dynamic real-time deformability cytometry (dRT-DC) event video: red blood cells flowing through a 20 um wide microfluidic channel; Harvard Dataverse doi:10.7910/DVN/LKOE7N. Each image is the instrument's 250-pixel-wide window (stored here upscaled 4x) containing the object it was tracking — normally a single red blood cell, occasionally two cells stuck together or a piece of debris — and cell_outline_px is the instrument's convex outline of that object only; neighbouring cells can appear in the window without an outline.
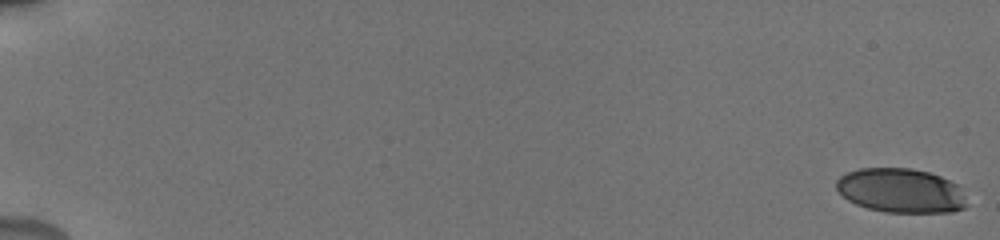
{"species": "human", "species_latin": "Homo sapiens", "temperature_condition": "cold", "stored_images_in_passage": 56, "camera_frame_rate_fps": 3000, "um_per_image_px": 0.085, "donor": {"sex": "male"}, "frame": {"image": 1, "passage_image": 1, "time_ms": 0.0, "image_size_px": [1000, 240], "cell_outline_px": [[964, 208], [952, 212], [884, 212], [868, 208], [856, 204], [848, 200], [836, 188], [836, 180], [840, 176], [848, 172], [860, 168], [912, 168], [928, 172], [940, 176], [956, 184], [964, 196]], "centroid_in_image_um": [76.53, 16.19], "position_along_channel_um": 8.5, "area_um2": 33.41}}
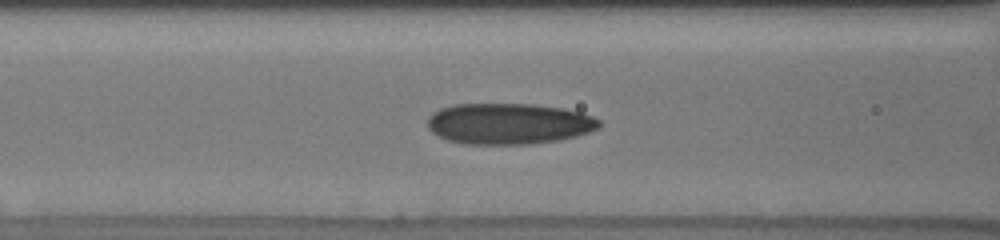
{"frame": {"image": 2, "passage_image": 26, "time_ms": 8.333, "image_size_px": [1000, 240], "cell_outline_px": [[600, 124], [596, 128], [588, 132], [576, 136], [560, 140], [532, 144], [464, 144], [448, 140], [432, 132], [428, 128], [428, 116], [432, 112], [440, 108], [452, 104], [536, 104], [564, 108], [580, 112], [592, 116], [600, 120]], "centroid_in_image_um": [43.23, 10.51], "position_along_channel_um": 123.4, "area_um2": 41.27}}
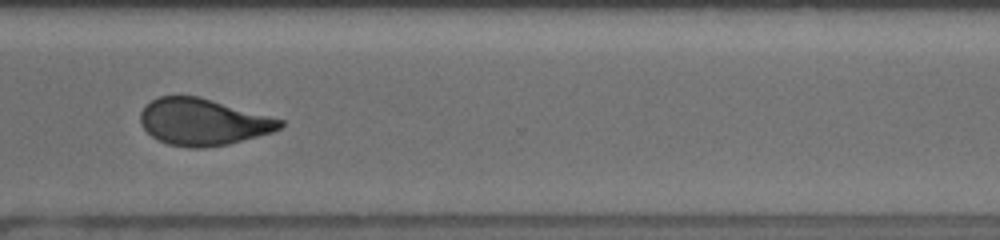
{"frame": {"image": 3, "passage_image": 44, "time_ms": 14.333, "image_size_px": [1000, 240], "cell_outline_px": [[284, 124], [280, 128], [272, 132], [228, 144], [204, 148], [188, 148], [168, 144], [152, 136], [140, 124], [140, 112], [156, 96], [200, 96], [284, 120]], "centroid_in_image_um": [17.25, 10.36], "position_along_channel_um": 353.4, "area_um2": 37.92}, "authors_computed_cell_mechanics": {"area_um2": 38.0035, "velocity_mm_per_s": 3.8402, "shape_relaxation_time_tau1_ms": null, "shape_relaxation_time_tau2_ms": 1.6696, "deformation_change_tau1": null, "deformation_change_tau2": 0.0899}}